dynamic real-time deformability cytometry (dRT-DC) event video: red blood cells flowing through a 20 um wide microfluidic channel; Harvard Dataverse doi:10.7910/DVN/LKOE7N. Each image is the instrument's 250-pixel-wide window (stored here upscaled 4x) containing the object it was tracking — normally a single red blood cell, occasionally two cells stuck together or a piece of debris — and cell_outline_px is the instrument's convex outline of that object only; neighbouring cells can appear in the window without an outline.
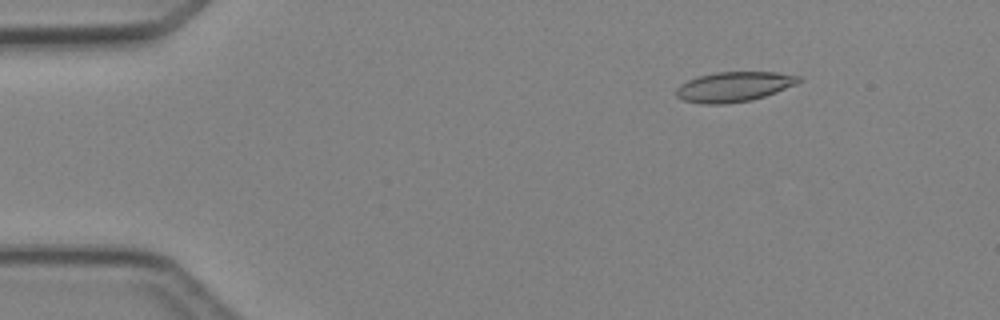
{"species": "Egyptian fruit bat (a non-hibernating species)", "species_latin": "Rousettus aegyptiacus", "temperature_condition": "cold", "stored_images_in_passage": 4, "camera_frame_rate_fps": 3000, "um_per_image_px": 0.085, "animal": {"sex": "female"}, "frame": {"image": 1, "passage_image": 2, "time_ms": 1.333, "image_size_px": [1000, 320], "cell_outline_px": [[804, 80], [796, 84], [776, 92], [752, 100], [724, 104], [700, 104], [684, 100], [676, 96], [676, 88], [680, 84], [688, 80], [700, 76], [716, 72], [780, 72], [800, 76]], "centroid_in_image_um": [62.4, 7.37], "position_along_channel_um": 22.6, "area_um2": 21.44}}